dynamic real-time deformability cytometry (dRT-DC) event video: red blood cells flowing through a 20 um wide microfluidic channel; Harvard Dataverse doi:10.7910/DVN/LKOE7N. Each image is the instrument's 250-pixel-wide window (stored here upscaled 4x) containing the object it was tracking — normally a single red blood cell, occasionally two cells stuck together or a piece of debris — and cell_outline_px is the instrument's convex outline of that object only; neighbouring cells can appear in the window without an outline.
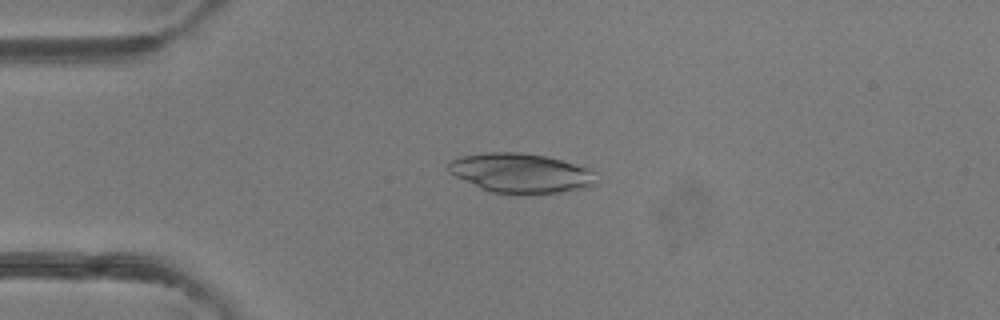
{"species": "common noctule bat (a hibernating species)", "species_latin": "Nyctalus noctula", "temperature_condition": "room temperature", "stored_images_in_passage": 46, "camera_frame_rate_fps": 3000, "um_per_image_px": 0.085, "animal": {"sex": "female"}, "frame": {"image": 1, "passage_image": 10, "time_ms": 3.0, "image_size_px": [1000, 320], "cell_outline_px": [[600, 180], [596, 184], [588, 188], [556, 192], [492, 192], [480, 188], [448, 172], [448, 164], [452, 160], [460, 156], [484, 152], [520, 152], [544, 156], [592, 168]], "centroid_in_image_um": [44.32, 14.68], "position_along_channel_um": 40.7, "area_um2": 33.81}}
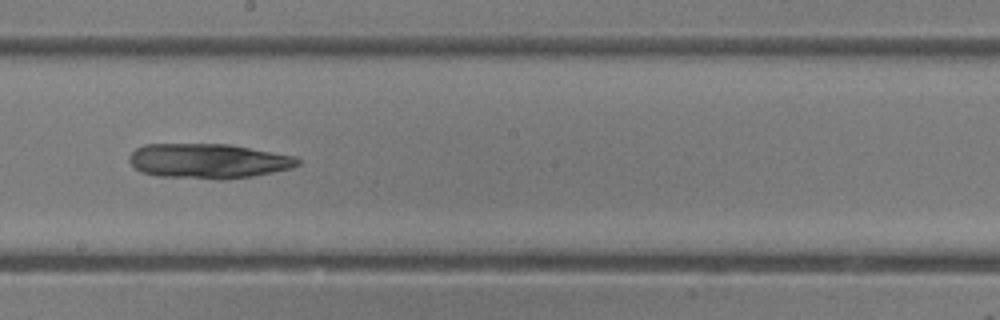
{"frame": {"image": 2, "passage_image": 25, "time_ms": 8.0, "image_size_px": [1000, 320], "cell_outline_px": [[300, 164], [292, 168], [252, 176], [220, 180], [216, 180], [156, 176], [140, 172], [128, 160], [128, 156], [136, 148], [144, 144], [232, 144], [296, 156], [300, 160]], "centroid_in_image_um": [17.7, 13.69], "position_along_channel_um": 230.5, "area_um2": 34.62}}
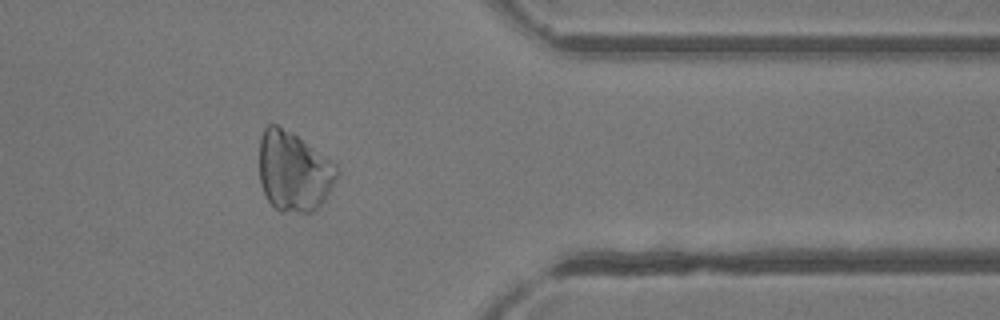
{"frame": {"image": 3, "passage_image": 37, "time_ms": 12.0, "image_size_px": [1000, 320], "cell_outline_px": [[340, 172], [324, 200], [316, 212], [280, 212], [268, 200], [260, 184], [260, 136], [264, 128], [268, 124], [276, 124], [292, 132], [336, 164]], "centroid_in_image_um": [24.97, 14.58], "position_along_channel_um": 386.4, "area_um2": 36.18}}